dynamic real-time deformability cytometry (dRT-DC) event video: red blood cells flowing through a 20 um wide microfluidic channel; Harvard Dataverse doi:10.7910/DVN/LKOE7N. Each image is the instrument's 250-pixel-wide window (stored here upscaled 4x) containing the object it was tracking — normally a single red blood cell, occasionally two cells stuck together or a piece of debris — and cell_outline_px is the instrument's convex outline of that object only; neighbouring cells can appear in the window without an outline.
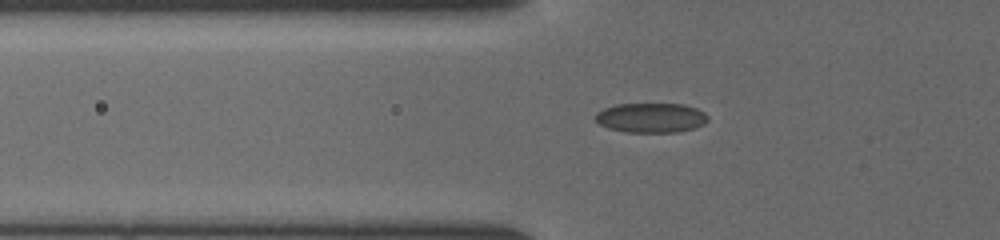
{"species": "common noctule bat (a hibernating species)", "species_latin": "Nyctalus noctula", "temperature_condition": "cold", "stored_images_in_passage": 42, "camera_frame_rate_fps": 3000, "um_per_image_px": 0.085, "animal": {"sex": "female", "body_mass_g": 19.5, "forearm_length_mm": 54.1}, "frame": {"image": 1, "passage_image": 11, "time_ms": 3.333, "image_size_px": [1000, 240], "cell_outline_px": [[708, 120], [704, 124], [692, 128], [676, 132], [624, 132], [608, 128], [600, 124], [592, 116], [596, 112], [604, 108], [616, 104], [684, 104], [696, 108], [704, 112], [708, 116]], "centroid_in_image_um": [55.3, 10.0], "position_along_channel_um": 70.5, "area_um2": 19.54}}
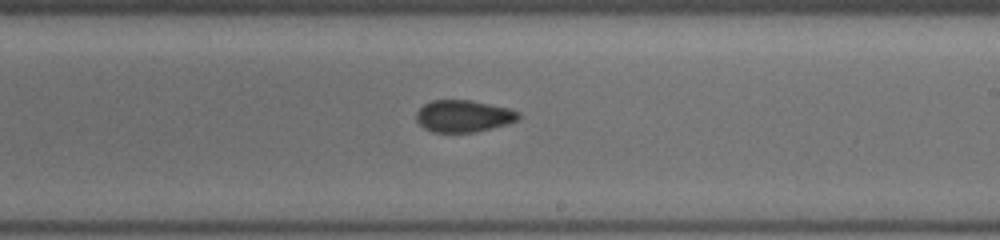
{"frame": {"image": 2, "passage_image": 24, "time_ms": 7.667, "image_size_px": [1000, 240], "cell_outline_px": [[520, 120], [508, 124], [476, 132], [432, 132], [424, 128], [416, 120], [416, 112], [424, 104], [432, 100], [472, 100], [508, 108], [520, 112]], "centroid_in_image_um": [39.42, 9.87], "position_along_channel_um": 249.6, "area_um2": 19.19}}
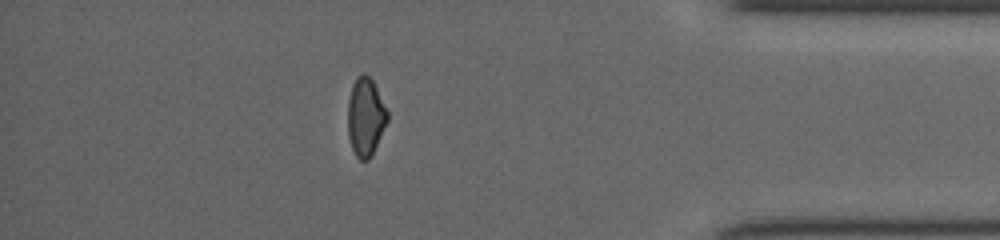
{"frame": {"image": 3, "passage_image": 37, "time_ms": 12.0, "image_size_px": [1000, 240], "cell_outline_px": [[388, 120], [372, 156], [368, 160], [360, 160], [356, 156], [352, 148], [348, 136], [348, 100], [352, 84], [356, 76], [364, 72], [372, 80], [388, 112]], "centroid_in_image_um": [31.06, 9.94], "position_along_channel_um": 404.1, "area_um2": 18.09}}